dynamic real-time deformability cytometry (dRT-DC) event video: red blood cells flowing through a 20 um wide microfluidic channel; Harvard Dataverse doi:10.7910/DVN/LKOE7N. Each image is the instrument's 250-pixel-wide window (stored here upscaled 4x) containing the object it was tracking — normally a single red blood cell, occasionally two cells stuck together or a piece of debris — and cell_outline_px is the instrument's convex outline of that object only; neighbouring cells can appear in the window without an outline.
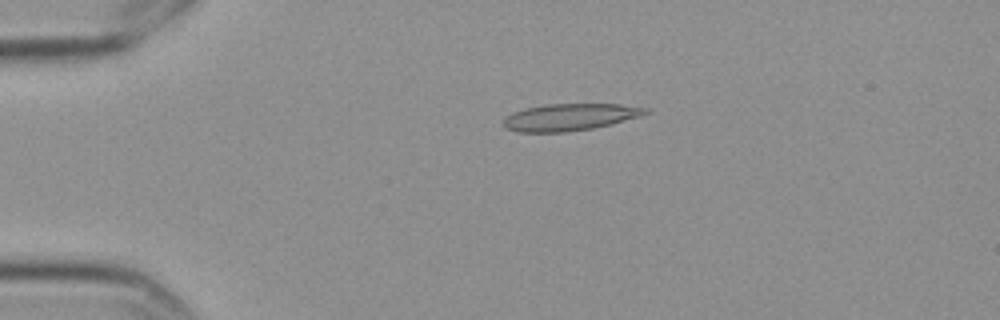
{"species": "Egyptian fruit bat (a non-hibernating species)", "species_latin": "Rousettus aegyptiacus", "temperature_condition": "cold", "stored_images_in_passage": 4, "camera_frame_rate_fps": 3000, "um_per_image_px": 0.085, "frame": {"image": 1, "passage_image": 1, "time_ms": 0.0, "image_size_px": [1000, 320], "cell_outline_px": [[648, 112], [640, 116], [612, 124], [592, 128], [564, 132], [516, 132], [504, 128], [500, 124], [504, 116], [512, 112], [524, 108], [544, 104], [620, 104], [648, 108]], "centroid_in_image_um": [48.34, 9.95], "position_along_channel_um": 36.7, "area_um2": 22.6}}
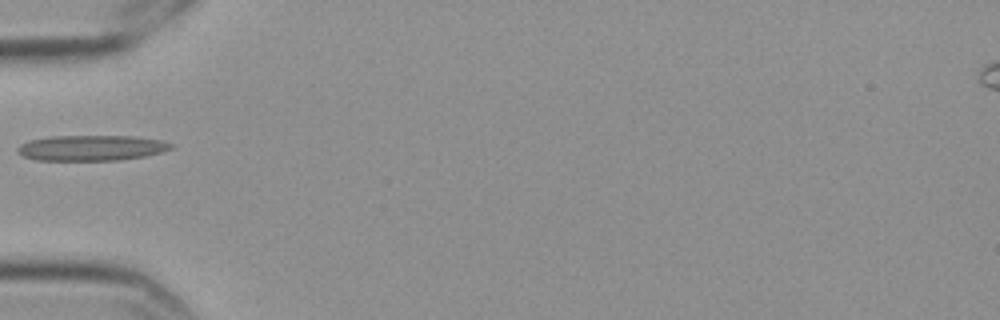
{"frame": {"image": 2, "passage_image": 3, "time_ms": 0.667, "image_size_px": [1000, 320], "cell_outline_px": [[176, 148], [144, 156], [120, 160], [36, 160], [24, 156], [16, 152], [16, 148], [20, 144], [28, 140], [48, 136], [136, 136], [160, 140], [176, 144]], "centroid_in_image_um": [7.78, 12.56], "position_along_channel_um": 77.2, "area_um2": 23.06}}
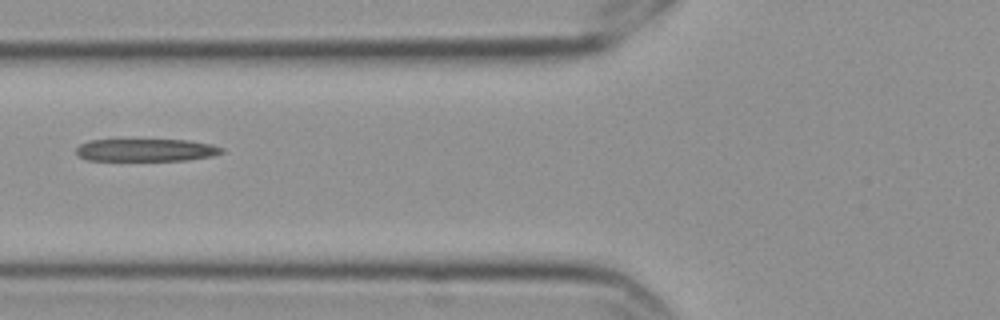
{"frame": {"image": 3, "passage_image": 4, "time_ms": 1.0, "image_size_px": [1000, 320], "cell_outline_px": [[224, 152], [212, 156], [188, 160], [88, 160], [80, 156], [76, 152], [76, 148], [80, 144], [88, 140], [188, 140], [212, 144], [224, 148]], "centroid_in_image_um": [12.45, 12.75], "position_along_channel_um": 113.4, "area_um2": 19.07}}